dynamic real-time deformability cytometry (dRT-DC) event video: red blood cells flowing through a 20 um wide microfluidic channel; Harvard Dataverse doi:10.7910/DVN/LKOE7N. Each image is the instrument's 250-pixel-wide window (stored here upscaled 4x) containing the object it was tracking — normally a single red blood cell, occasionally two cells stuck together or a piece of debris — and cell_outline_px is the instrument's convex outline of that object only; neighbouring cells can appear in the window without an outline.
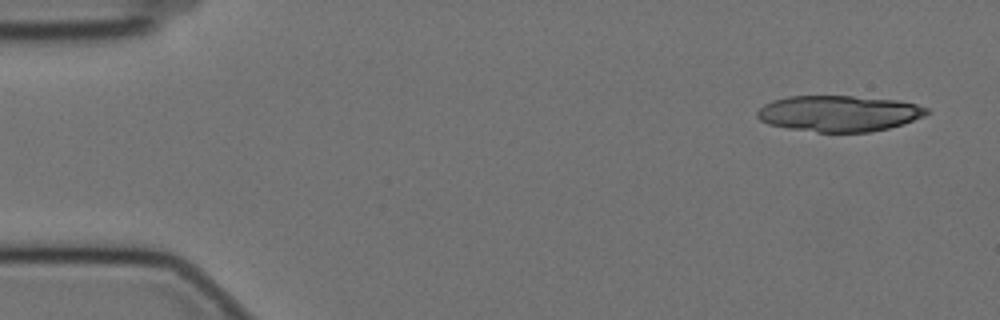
{"species": "Egyptian fruit bat (a non-hibernating species)", "species_latin": "Rousettus aegyptiacus", "temperature_condition": "cold", "stored_images_in_passage": 19, "camera_frame_rate_fps": 3000, "um_per_image_px": 0.085, "animal": {"sex": "female"}, "frame": {"image": 1, "passage_image": 3, "time_ms": 0.667, "image_size_px": [1000, 320], "cell_outline_px": [[932, 112], [924, 116], [888, 128], [868, 132], [816, 132], [788, 128], [768, 124], [760, 120], [756, 116], [756, 112], [764, 104], [772, 100], [788, 96], [852, 96], [896, 100], [916, 104], [928, 108]], "centroid_in_image_um": [71.28, 9.64], "position_along_channel_um": 13.7, "area_um2": 35.55}}